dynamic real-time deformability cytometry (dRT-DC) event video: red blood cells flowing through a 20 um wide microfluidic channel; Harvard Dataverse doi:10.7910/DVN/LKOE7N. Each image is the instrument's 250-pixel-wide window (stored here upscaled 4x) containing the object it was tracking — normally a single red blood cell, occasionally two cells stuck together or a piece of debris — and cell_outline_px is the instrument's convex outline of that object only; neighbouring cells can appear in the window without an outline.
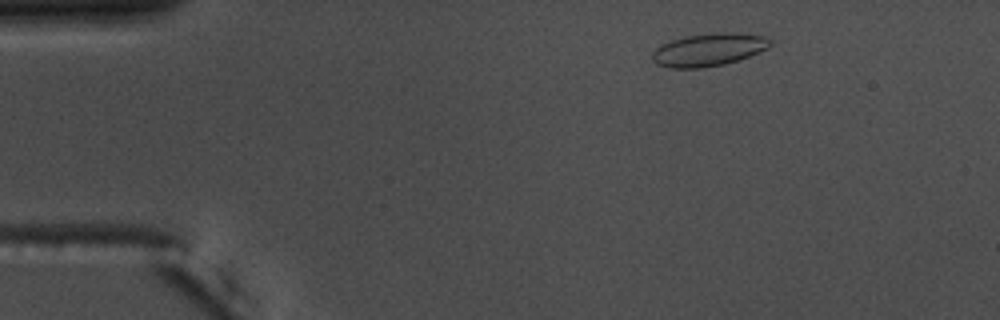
{"species": "common noctule bat (a hibernating species)", "species_latin": "Nyctalus noctula", "temperature_condition": "warm", "stored_images_in_passage": 53, "camera_frame_rate_fps": 3000, "um_per_image_px": 0.085, "animal": {"sex": "male", "body_mass_g": 17.5, "forearm_length_mm": 52.3}, "frame": {"image": 1, "passage_image": 6, "time_ms": 1.667, "image_size_px": [1000, 320], "cell_outline_px": [[772, 44], [768, 48], [748, 56], [724, 64], [704, 68], [672, 68], [656, 64], [652, 60], [652, 52], [660, 44], [684, 36], [724, 32], [732, 32], [768, 36], [772, 40]], "centroid_in_image_um": [60.24, 4.22], "position_along_channel_um": 24.8, "area_um2": 22.6}}
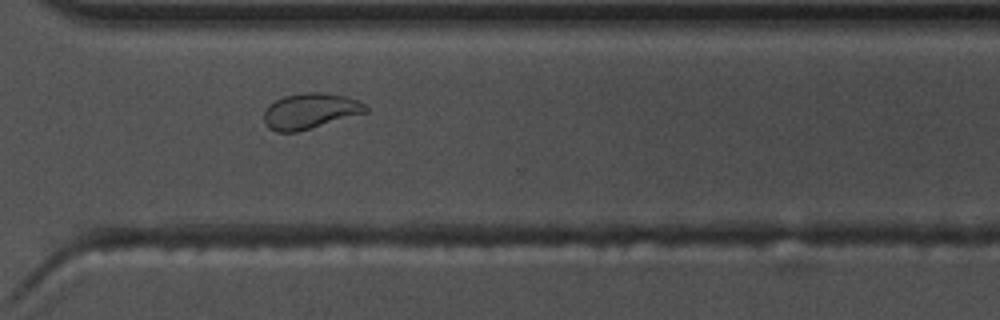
{"frame": {"image": 2, "passage_image": 38, "time_ms": 12.333, "image_size_px": [1000, 320], "cell_outline_px": [[368, 112], [296, 132], [276, 132], [268, 128], [264, 124], [264, 112], [268, 104], [284, 96], [304, 92], [324, 92], [344, 96], [356, 100], [364, 104], [368, 108]], "centroid_in_image_um": [26.32, 9.44], "position_along_channel_um": 344.3, "area_um2": 21.1}}
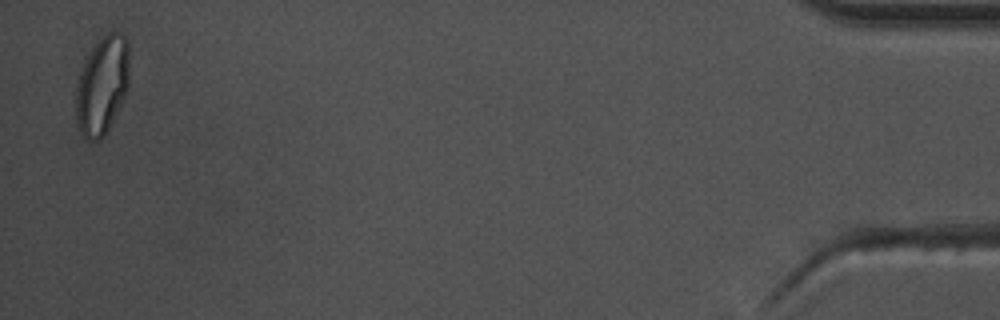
{"frame": {"image": 3, "passage_image": 52, "time_ms": 17.0, "image_size_px": [1000, 320], "cell_outline_px": [[128, 88], [104, 136], [100, 140], [88, 140], [80, 132], [76, 120], [76, 88], [84, 64], [92, 48], [108, 32], [124, 32], [128, 40]], "centroid_in_image_um": [8.69, 7.25], "position_along_channel_um": 426.5, "area_um2": 30.06}, "authors_computed_cell_mechanics": {"area_um2": 21.386, "velocity_mm_per_s": 3.6729, "shape_relaxation_time_tau1_ms": 9.4104, "shape_relaxation_time_tau2_ms": 0.9669, "deformation_change_tau1": 0.1855, "deformation_change_tau2": 0.068}}